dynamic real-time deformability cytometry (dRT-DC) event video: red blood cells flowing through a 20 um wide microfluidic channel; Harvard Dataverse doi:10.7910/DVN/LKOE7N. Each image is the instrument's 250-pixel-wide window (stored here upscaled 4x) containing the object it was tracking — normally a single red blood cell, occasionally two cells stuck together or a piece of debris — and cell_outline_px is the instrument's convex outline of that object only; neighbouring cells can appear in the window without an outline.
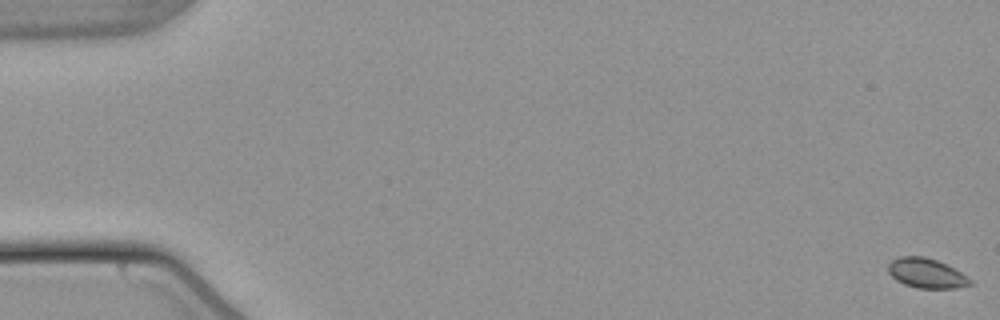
{"species": "common noctule bat (a hibernating species)", "species_latin": "Nyctalus noctula", "temperature_condition": "warm", "stored_images_in_passage": 57, "camera_frame_rate_fps": 3000, "um_per_image_px": 0.085, "animal": {"sex": "male", "body_mass_g": 21.5, "forearm_length_mm": 52.0}, "frame": {"image": 1, "passage_image": 1, "time_ms": 0.0, "image_size_px": [1000, 320], "cell_outline_px": [[976, 284], [956, 288], [916, 288], [904, 284], [896, 280], [888, 272], [888, 264], [892, 260], [900, 256], [924, 256], [936, 260], [968, 276]], "centroid_in_image_um": [78.76, 23.23], "position_along_channel_um": 6.2, "area_um2": 14.22}}
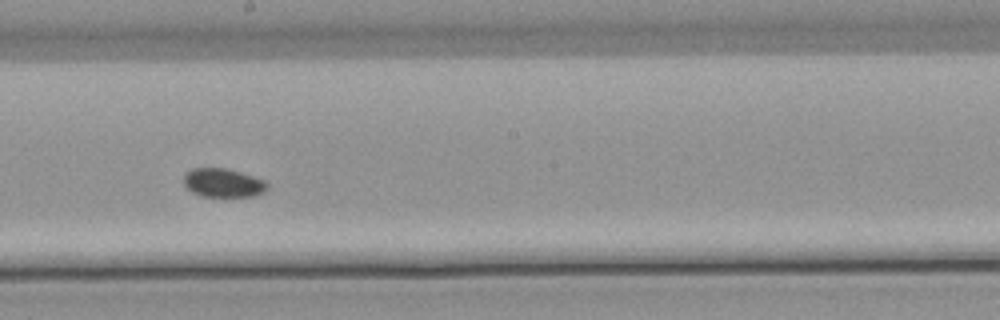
{"frame": {"image": 2, "passage_image": 32, "time_ms": 10.333, "image_size_px": [1000, 320], "cell_outline_px": [[268, 188], [264, 192], [256, 196], [224, 200], [200, 196], [192, 192], [184, 184], [184, 172], [192, 168], [224, 168], [240, 172], [264, 180], [268, 184]], "centroid_in_image_um": [18.97, 15.61], "position_along_channel_um": 229.2, "area_um2": 14.8}}
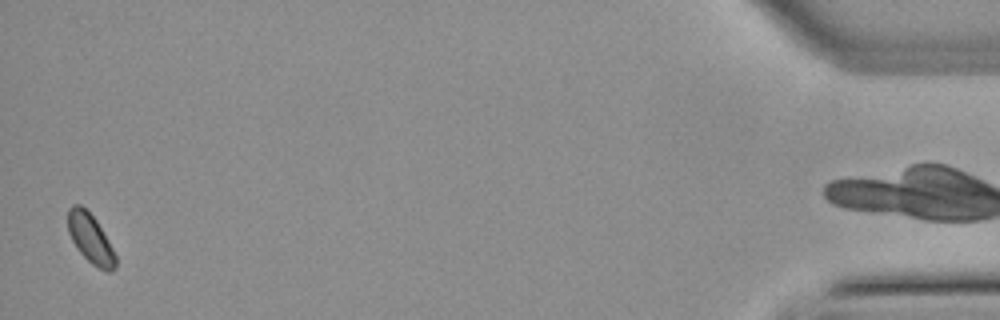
{"frame": {"image": 3, "passage_image": 55, "time_ms": 18.0, "image_size_px": [1000, 320], "cell_outline_px": [[116, 268], [112, 272], [108, 272], [92, 264], [76, 248], [68, 232], [68, 208], [72, 204], [80, 204], [96, 220], [108, 240], [116, 256]], "centroid_in_image_um": [7.68, 20.28], "position_along_channel_um": 427.5, "area_um2": 13.58}}